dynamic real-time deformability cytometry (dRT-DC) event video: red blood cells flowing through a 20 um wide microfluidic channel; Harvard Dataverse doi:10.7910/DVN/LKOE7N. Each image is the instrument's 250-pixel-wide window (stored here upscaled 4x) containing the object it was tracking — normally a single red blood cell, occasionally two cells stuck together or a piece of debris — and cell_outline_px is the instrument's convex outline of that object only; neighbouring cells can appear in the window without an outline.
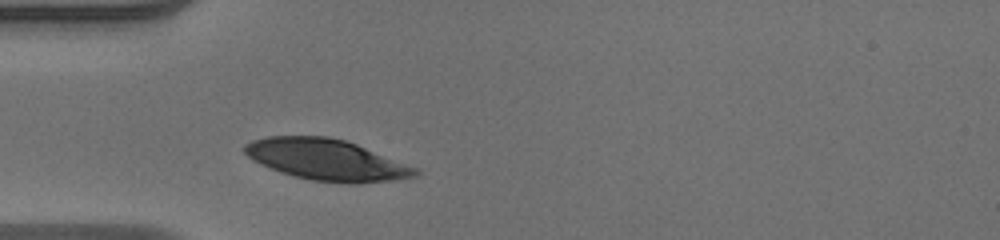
{"species": "human", "species_latin": "Homo sapiens", "temperature_condition": "warm", "stored_images_in_passage": 27, "camera_frame_rate_fps": 3000, "um_per_image_px": 0.085, "donor": {"sex": "male"}, "frame": {"image": 1, "passage_image": 1, "time_ms": 0.0, "image_size_px": [1000, 240], "cell_outline_px": [[420, 172], [416, 176], [392, 180], [356, 184], [348, 184], [312, 180], [280, 172], [260, 164], [252, 160], [244, 152], [244, 144], [252, 140], [268, 136], [328, 136], [344, 140], [356, 144], [420, 168]], "centroid_in_image_um": [27.78, 13.58], "position_along_channel_um": 57.2, "area_um2": 41.04}}
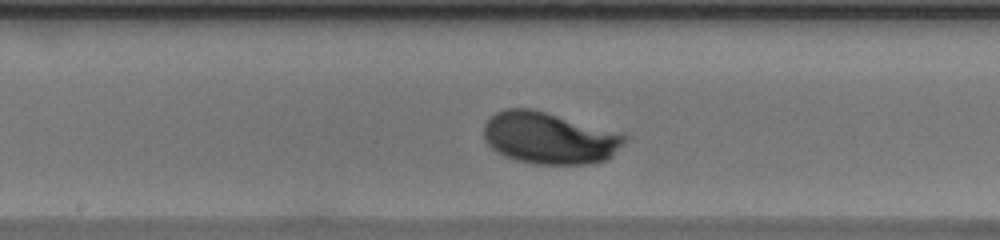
{"frame": {"image": 2, "passage_image": 12, "time_ms": 3.667, "image_size_px": [1000, 240], "cell_outline_px": [[628, 140], [608, 160], [588, 164], [536, 164], [516, 160], [504, 156], [496, 152], [484, 140], [484, 124], [496, 112], [504, 108], [532, 108], [624, 132], [628, 136]], "centroid_in_image_um": [46.75, 11.72], "position_along_channel_um": 201.4, "area_um2": 43.29}}
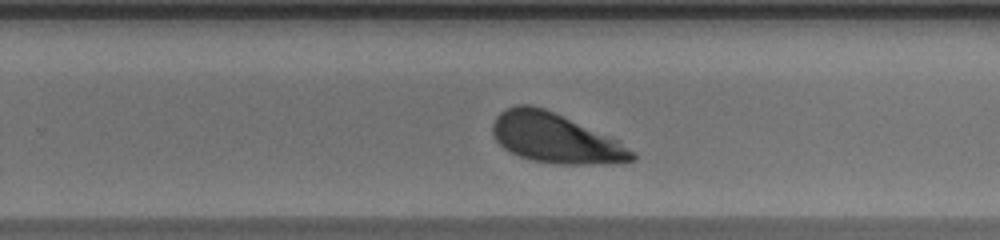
{"frame": {"image": 3, "passage_image": 18, "time_ms": 5.667, "image_size_px": [1000, 240], "cell_outline_px": [[636, 160], [604, 164], [552, 164], [532, 160], [508, 152], [496, 140], [492, 132], [492, 124], [496, 116], [504, 108], [516, 104], [532, 104], [544, 108], [616, 140], [632, 152], [636, 156]], "centroid_in_image_um": [47.12, 11.74], "position_along_channel_um": 282.7, "area_um2": 39.94}, "authors_computed_cell_mechanics": {"area_um2": 41.616, "velocity_mm_per_s": 4.0688, "shape_relaxation_time_tau1_ms": 2.8134, "shape_relaxation_time_tau2_ms": null, "deformation_change_tau1": 0.1776, "deformation_change_tau2": null}}